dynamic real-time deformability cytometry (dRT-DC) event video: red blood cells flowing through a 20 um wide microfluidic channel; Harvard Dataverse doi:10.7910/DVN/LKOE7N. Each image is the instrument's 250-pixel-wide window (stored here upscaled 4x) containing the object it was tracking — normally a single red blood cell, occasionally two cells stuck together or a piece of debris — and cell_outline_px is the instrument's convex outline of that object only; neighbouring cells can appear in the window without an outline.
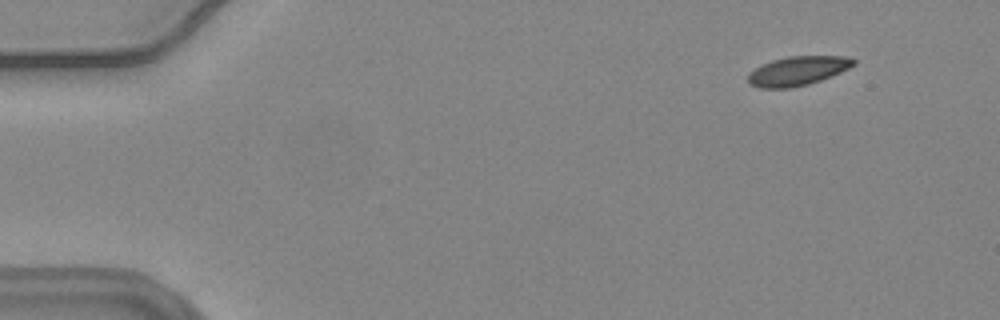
{"species": "common noctule bat (a hibernating species)", "species_latin": "Nyctalus noctula", "temperature_condition": "warm", "stored_images_in_passage": 53, "camera_frame_rate_fps": 3000, "um_per_image_px": 0.085, "animal": {"sex": "female", "body_mass_g": 24.6, "forearm_length_mm": 56.2}, "frame": {"image": 1, "passage_image": 2, "time_ms": 0.333, "image_size_px": [1000, 320], "cell_outline_px": [[856, 64], [832, 76], [808, 84], [792, 88], [760, 88], [748, 84], [748, 76], [756, 68], [772, 60], [788, 56], [848, 56], [856, 60]], "centroid_in_image_um": [67.83, 6.03], "position_along_channel_um": 17.2, "area_um2": 17.86}}
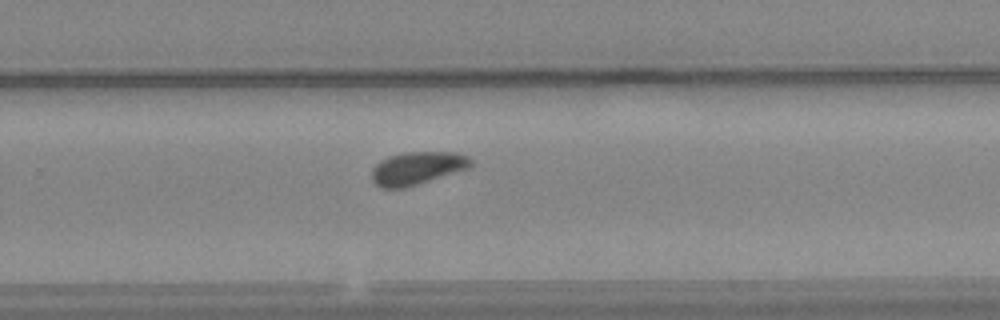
{"frame": {"image": 2, "passage_image": 34, "time_ms": 11.0, "image_size_px": [1000, 320], "cell_outline_px": [[472, 164], [468, 168], [404, 188], [380, 188], [372, 180], [372, 168], [380, 160], [388, 156], [404, 152], [456, 152], [468, 156], [472, 160]], "centroid_in_image_um": [35.43, 14.28], "position_along_channel_um": 294.4, "area_um2": 18.9}}
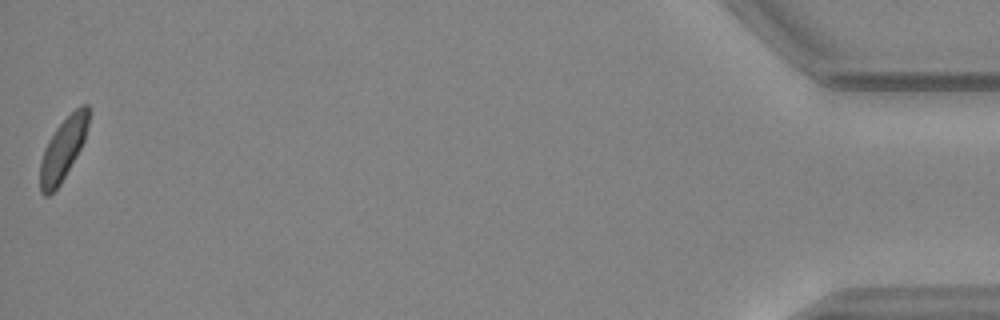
{"frame": {"image": 3, "passage_image": 53, "time_ms": 17.333, "image_size_px": [1000, 320], "cell_outline_px": [[88, 124], [84, 140], [76, 156], [60, 184], [48, 196], [44, 196], [40, 192], [40, 160], [44, 148], [48, 140], [56, 128], [80, 104], [88, 104]], "centroid_in_image_um": [5.33, 12.68], "position_along_channel_um": 429.9, "area_um2": 17.28}, "authors_computed_cell_mechanics": {"area_um2": 18.5538, "velocity_mm_per_s": 3.662, "shape_relaxation_time_tau1_ms": 3.3167, "shape_relaxation_time_tau2_ms": null, "deformation_change_tau1": 0.1234, "deformation_change_tau2": null}}